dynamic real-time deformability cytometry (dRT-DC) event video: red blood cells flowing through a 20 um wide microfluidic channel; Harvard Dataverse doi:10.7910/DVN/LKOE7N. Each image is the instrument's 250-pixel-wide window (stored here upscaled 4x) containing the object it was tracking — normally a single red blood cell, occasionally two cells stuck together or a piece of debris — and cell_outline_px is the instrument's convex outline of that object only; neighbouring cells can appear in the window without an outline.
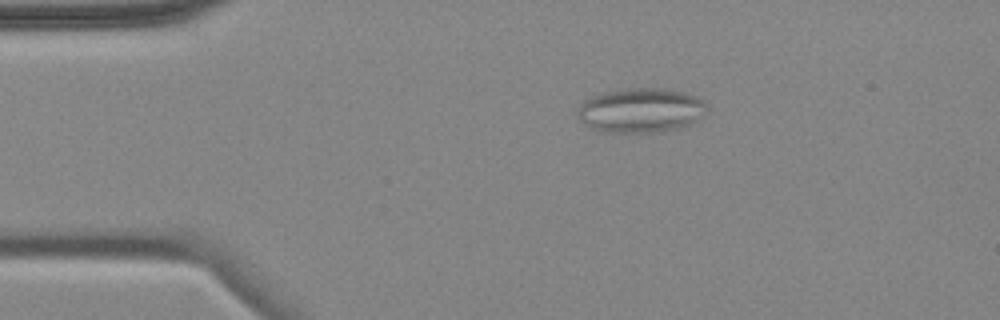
{"species": "common noctule bat (a hibernating species)", "species_latin": "Nyctalus noctula", "temperature_condition": "cold", "stored_images_in_passage": 4, "camera_frame_rate_fps": 3000, "um_per_image_px": 0.085, "animal": {"sex": "female", "body_mass_g": 18.4}, "frame": {"image": 1, "passage_image": 3, "time_ms": 2.333, "image_size_px": [1000, 320], "cell_outline_px": [[708, 112], [696, 120], [688, 124], [676, 128], [652, 132], [612, 132], [592, 128], [580, 120], [576, 116], [576, 112], [580, 104], [584, 100], [592, 96], [608, 92], [628, 88], [660, 88], [684, 92], [696, 96], [708, 104]], "centroid_in_image_um": [54.48, 9.36], "position_along_channel_um": 30.5, "area_um2": 33.29}}